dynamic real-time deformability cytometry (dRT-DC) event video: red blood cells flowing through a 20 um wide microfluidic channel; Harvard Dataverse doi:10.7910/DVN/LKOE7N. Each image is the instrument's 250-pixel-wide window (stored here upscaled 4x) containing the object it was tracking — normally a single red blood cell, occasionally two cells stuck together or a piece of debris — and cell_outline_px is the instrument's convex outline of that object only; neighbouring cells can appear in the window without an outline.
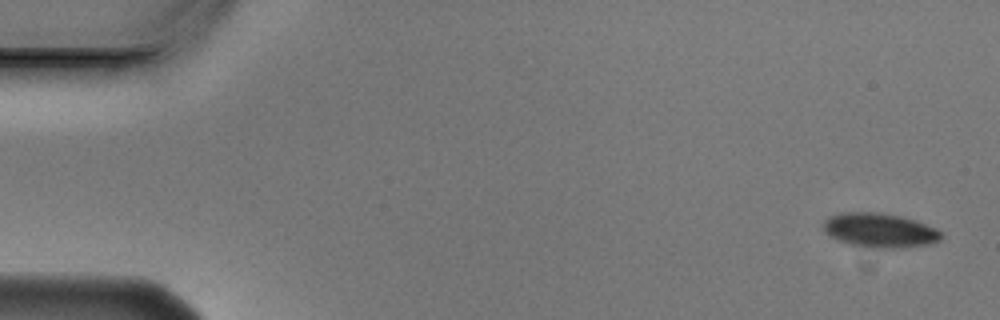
{"species": "Egyptian fruit bat (a non-hibernating species)", "species_latin": "Rousettus aegyptiacus", "temperature_condition": "cold", "stored_images_in_passage": 4, "camera_frame_rate_fps": 3000, "um_per_image_px": 0.085, "animal": {"sex": "male"}, "frame": {"image": 1, "passage_image": 1, "time_ms": 0.0, "image_size_px": [1000, 320], "cell_outline_px": [[944, 236], [940, 240], [928, 244], [900, 248], [876, 248], [848, 244], [836, 240], [828, 236], [824, 232], [824, 220], [828, 216], [840, 212], [880, 212], [900, 216], [916, 220], [936, 228]], "centroid_in_image_um": [74.74, 19.57], "position_along_channel_um": 10.3, "area_um2": 23.87}}
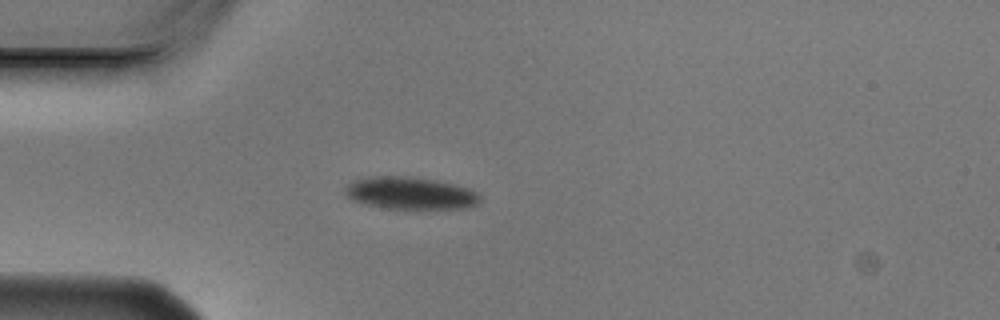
{"frame": {"image": 2, "passage_image": 4, "time_ms": 1.0, "image_size_px": [1000, 320], "cell_outline_px": [[480, 200], [476, 204], [468, 208], [388, 208], [368, 204], [352, 200], [344, 192], [344, 188], [348, 184], [356, 180], [368, 176], [412, 176], [436, 180], [468, 188], [476, 192], [480, 196]], "centroid_in_image_um": [34.87, 16.4], "position_along_channel_um": 50.1, "area_um2": 25.14}}